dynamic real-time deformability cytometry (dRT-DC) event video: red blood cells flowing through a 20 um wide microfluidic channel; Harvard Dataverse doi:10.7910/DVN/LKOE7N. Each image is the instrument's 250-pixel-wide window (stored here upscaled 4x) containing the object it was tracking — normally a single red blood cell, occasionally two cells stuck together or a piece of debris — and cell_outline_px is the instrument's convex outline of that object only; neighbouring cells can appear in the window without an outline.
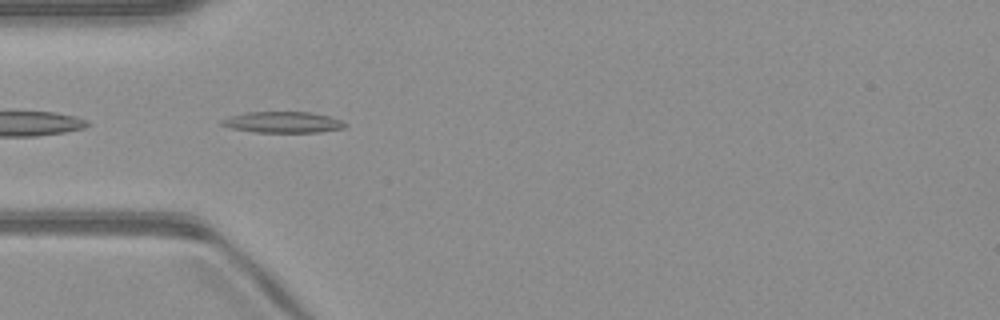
{"species": "common noctule bat (a hibernating species)", "species_latin": "Nyctalus noctula", "temperature_condition": "warm", "stored_images_in_passage": 37, "camera_frame_rate_fps": 3000, "um_per_image_px": 0.085, "animal": {"sex": "male", "body_mass_g": 23.1, "forearm_length_mm": 52.7}, "frame": {"image": 1, "passage_image": 2, "time_ms": 0.333, "image_size_px": [1000, 320], "cell_outline_px": [[348, 124], [344, 128], [320, 132], [252, 132], [232, 128], [220, 124], [220, 120], [228, 116], [244, 112], [312, 112], [344, 120]], "centroid_in_image_um": [24.05, 10.38], "position_along_channel_um": 60.9, "area_um2": 15.37}}
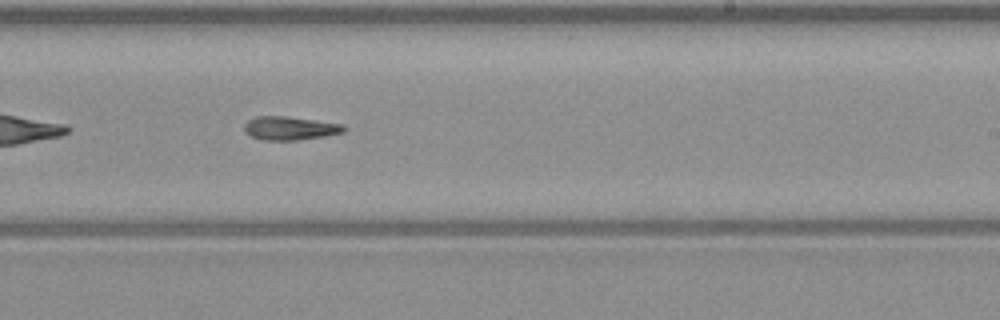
{"frame": {"image": 2, "passage_image": 17, "time_ms": 5.333, "image_size_px": [1000, 320], "cell_outline_px": [[348, 128], [344, 132], [324, 136], [296, 140], [260, 140], [244, 132], [244, 124], [248, 120], [256, 116], [288, 116], [344, 124]], "centroid_in_image_um": [24.65, 10.89], "position_along_channel_um": 264.3, "area_um2": 13.81}}
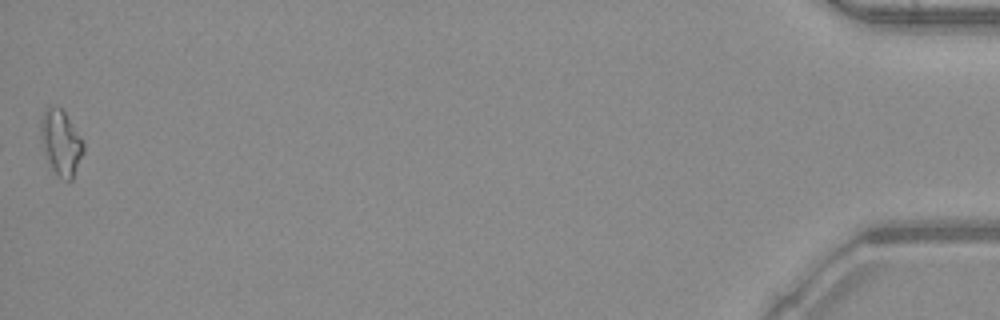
{"frame": {"image": 3, "passage_image": 37, "time_ms": 12.0, "image_size_px": [1000, 320], "cell_outline_px": [[84, 152], [72, 180], [68, 180], [60, 176], [52, 168], [48, 160], [40, 136], [40, 120], [44, 108], [48, 104], [60, 108], [64, 112], [84, 144]], "centroid_in_image_um": [5.16, 12.07], "position_along_channel_um": 430.0, "area_um2": 15.9}}